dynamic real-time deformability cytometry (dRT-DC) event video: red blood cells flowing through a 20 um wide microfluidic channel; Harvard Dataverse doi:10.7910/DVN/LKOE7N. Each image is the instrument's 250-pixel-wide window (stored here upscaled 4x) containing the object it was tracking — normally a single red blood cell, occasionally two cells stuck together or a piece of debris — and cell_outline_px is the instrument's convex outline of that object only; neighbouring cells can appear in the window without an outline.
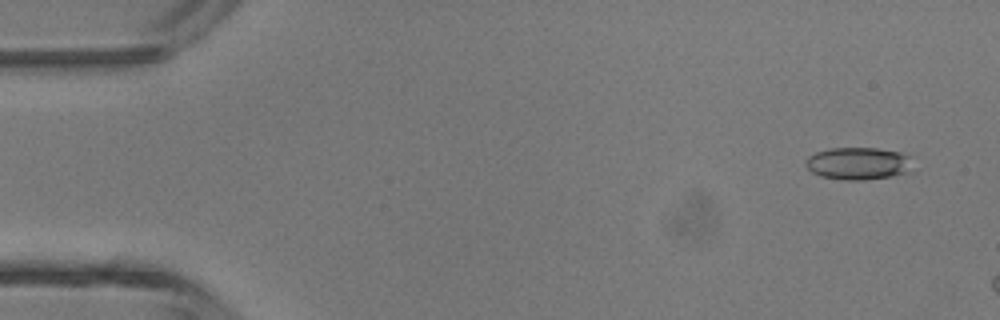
{"species": "common noctule bat (a hibernating species)", "species_latin": "Nyctalus noctula", "temperature_condition": "room temperature", "stored_images_in_passage": 3, "camera_frame_rate_fps": 3000, "um_per_image_px": 0.085, "animal": {"sex": "male", "body_mass_g": 13.3}, "frame": {"image": 1, "passage_image": 1, "time_ms": 0.0, "image_size_px": [1000, 320], "cell_outline_px": [[920, 168], [912, 172], [892, 176], [864, 180], [844, 180], [820, 176], [812, 172], [804, 164], [808, 156], [816, 152], [832, 148], [876, 148], [900, 152], [912, 156]], "centroid_in_image_um": [73.1, 13.9], "position_along_channel_um": 11.9, "area_um2": 20.98}}